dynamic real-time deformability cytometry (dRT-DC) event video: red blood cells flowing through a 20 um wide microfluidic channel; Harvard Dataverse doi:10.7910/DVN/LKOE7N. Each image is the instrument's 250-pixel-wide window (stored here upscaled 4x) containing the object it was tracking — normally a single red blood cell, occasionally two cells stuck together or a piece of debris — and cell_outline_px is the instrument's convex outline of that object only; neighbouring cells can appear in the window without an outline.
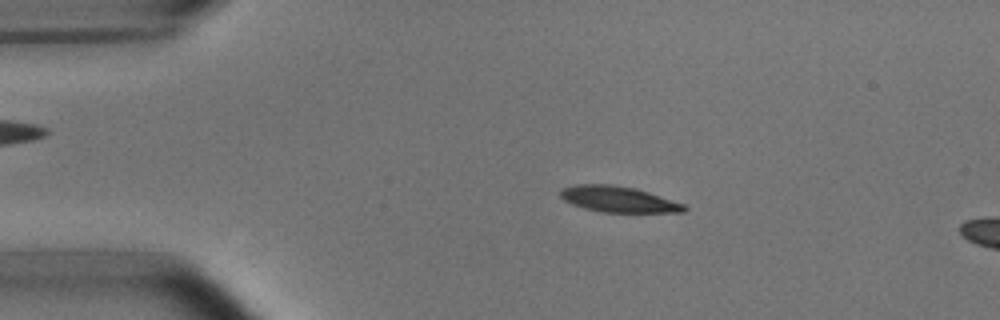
{"species": "common noctule bat (a hibernating species)", "species_latin": "Nyctalus noctula", "temperature_condition": "room temperature", "stored_images_in_passage": 6, "camera_frame_rate_fps": 3000, "um_per_image_px": 0.085, "animal": {"sex": "male", "body_mass_g": 15.6}, "frame": {"image": 1, "passage_image": 2, "time_ms": 0.333, "image_size_px": [1000, 320], "cell_outline_px": [[688, 208], [684, 212], [600, 212], [584, 208], [572, 204], [564, 200], [560, 196], [560, 192], [564, 188], [576, 184], [612, 184], [636, 188], [684, 204]], "centroid_in_image_um": [52.56, 16.93], "position_along_channel_um": 32.4, "area_um2": 18.61}}